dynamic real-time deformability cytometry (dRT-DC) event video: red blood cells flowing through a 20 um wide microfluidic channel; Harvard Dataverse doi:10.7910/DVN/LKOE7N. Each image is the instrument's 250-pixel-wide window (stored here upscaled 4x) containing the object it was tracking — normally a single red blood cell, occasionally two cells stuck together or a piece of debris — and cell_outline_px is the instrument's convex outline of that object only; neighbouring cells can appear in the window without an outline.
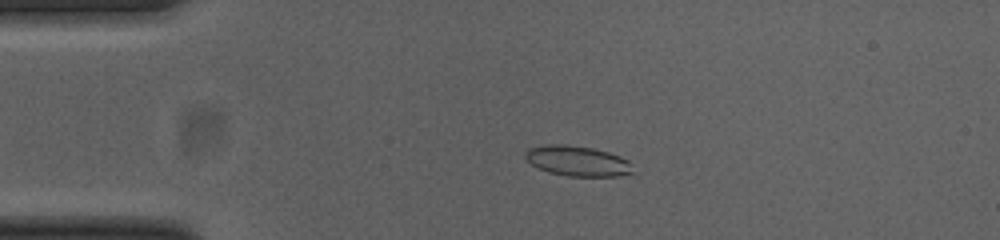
{"species": "common noctule bat (a hibernating species)", "species_latin": "Nyctalus noctula", "temperature_condition": "cold", "stored_images_in_passage": 53, "camera_frame_rate_fps": 3000, "um_per_image_px": 0.085, "animal": {"sex": "female", "body_mass_g": 23.0, "forearm_length_mm": 53.4}, "frame": {"image": 1, "passage_image": 12, "time_ms": 3.667, "image_size_px": [1000, 240], "cell_outline_px": [[632, 172], [620, 176], [568, 176], [548, 172], [532, 164], [524, 156], [524, 152], [528, 148], [544, 144], [560, 144], [592, 148], [608, 152], [620, 156], [628, 160]], "centroid_in_image_um": [49.04, 13.67], "position_along_channel_um": 36.0, "area_um2": 18.79}}
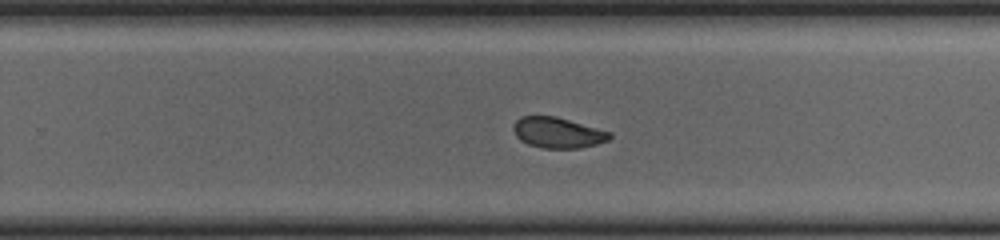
{"frame": {"image": 2, "passage_image": 34, "time_ms": 11.0, "image_size_px": [1000, 240], "cell_outline_px": [[612, 136], [608, 140], [596, 144], [580, 148], [540, 148], [528, 144], [520, 140], [516, 136], [512, 128], [512, 124], [520, 116], [556, 116], [612, 132]], "centroid_in_image_um": [47.38, 11.27], "position_along_channel_um": 282.4, "area_um2": 17.34}}
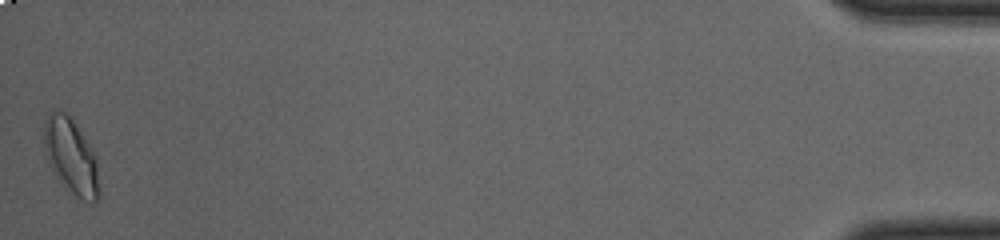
{"frame": {"image": 3, "passage_image": 53, "time_ms": 17.333, "image_size_px": [1000, 240], "cell_outline_px": [[100, 196], [96, 200], [84, 200], [64, 188], [60, 184], [52, 172], [44, 148], [44, 124], [48, 116], [56, 108], [68, 112], [96, 156], [100, 188]], "centroid_in_image_um": [6.03, 13.28], "position_along_channel_um": 429.2, "area_um2": 24.45}, "authors_computed_cell_mechanics": {"area_um2": 18.6116, "velocity_mm_per_s": 3.8479, "shape_relaxation_time_tau1_ms": 2.2532, "shape_relaxation_time_tau2_ms": 1.4821, "deformation_change_tau1": 0.1028, "deformation_change_tau2": 0.0588}}